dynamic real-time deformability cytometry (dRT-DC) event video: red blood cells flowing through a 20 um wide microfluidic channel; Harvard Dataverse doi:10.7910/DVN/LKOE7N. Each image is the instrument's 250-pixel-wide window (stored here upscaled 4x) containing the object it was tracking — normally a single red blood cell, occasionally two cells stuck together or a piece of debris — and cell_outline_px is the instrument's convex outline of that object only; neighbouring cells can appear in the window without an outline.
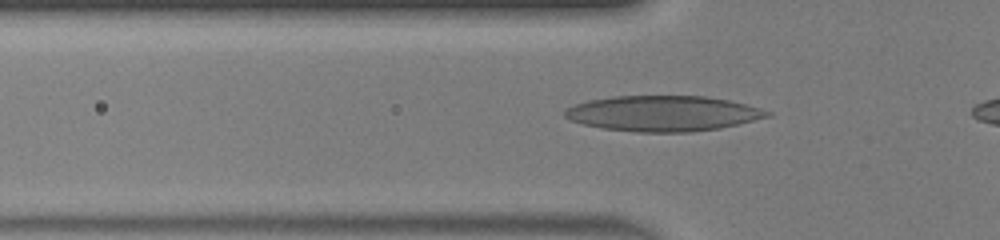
{"species": "human", "species_latin": "Homo sapiens", "temperature_condition": "warm", "stored_images_in_passage": 33, "camera_frame_rate_fps": 3000, "um_per_image_px": 0.085, "donor": {"sex": "male"}, "frame": {"image": 1, "passage_image": 6, "time_ms": 1.667, "image_size_px": [1000, 240], "cell_outline_px": [[772, 116], [720, 128], [692, 132], [636, 132], [604, 128], [584, 124], [568, 120], [564, 116], [564, 108], [588, 100], [612, 96], [704, 96], [728, 100], [760, 108], [772, 112]], "centroid_in_image_um": [56.34, 9.64], "position_along_channel_um": 69.5, "area_um2": 41.91}}
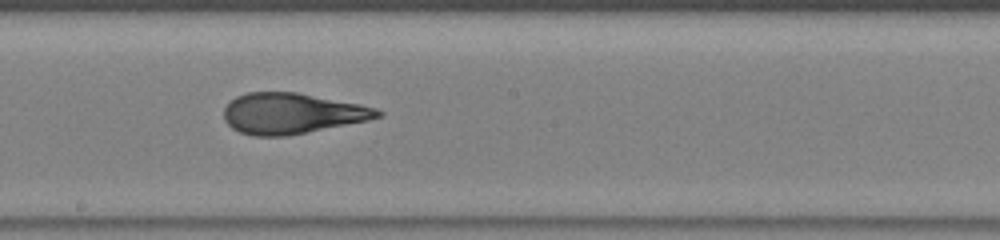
{"frame": {"image": 2, "passage_image": 17, "time_ms": 5.333, "image_size_px": [1000, 240], "cell_outline_px": [[384, 116], [368, 120], [288, 136], [252, 136], [240, 132], [232, 128], [224, 120], [224, 108], [236, 96], [248, 92], [296, 92], [360, 104], [376, 108], [384, 112]], "centroid_in_image_um": [24.82, 9.64], "position_along_channel_um": 223.4, "area_um2": 36.47}}
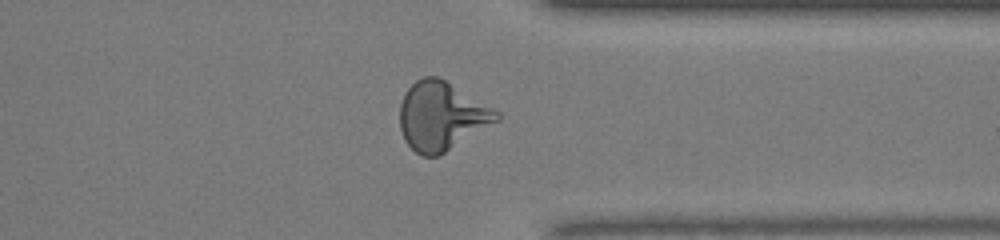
{"frame": {"image": 3, "passage_image": 28, "time_ms": 9.0, "image_size_px": [1000, 240], "cell_outline_px": [[500, 120], [440, 156], [420, 156], [404, 140], [400, 128], [400, 104], [404, 92], [416, 80], [424, 76], [436, 76], [444, 80], [500, 112]], "centroid_in_image_um": [37.52, 9.89], "position_along_channel_um": 373.9, "area_um2": 38.61}}